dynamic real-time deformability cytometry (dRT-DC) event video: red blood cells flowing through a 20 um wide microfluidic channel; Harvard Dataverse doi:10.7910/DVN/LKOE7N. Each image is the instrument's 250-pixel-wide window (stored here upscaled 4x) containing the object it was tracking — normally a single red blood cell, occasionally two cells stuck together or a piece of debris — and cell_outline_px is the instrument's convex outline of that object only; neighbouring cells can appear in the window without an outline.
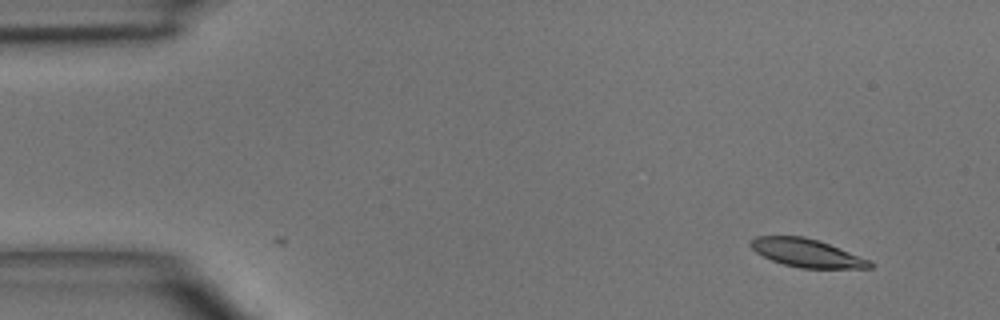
{"species": "common noctule bat (a hibernating species)", "species_latin": "Nyctalus noctula", "temperature_condition": "room temperature", "stored_images_in_passage": 5, "segment_of_instrument_passage": [1, 2], "camera_frame_rate_fps": 3000, "um_per_image_px": 0.085, "animal": {"sex": "male", "body_mass_g": 15.6}, "frame": {"image": 1, "passage_image": 1, "time_ms": 0.0, "image_size_px": [1000, 320], "cell_outline_px": [[876, 264], [872, 268], [800, 268], [784, 264], [772, 260], [756, 252], [748, 244], [756, 236], [804, 236], [828, 244], [872, 260]], "centroid_in_image_um": [68.62, 21.51], "position_along_channel_um": 16.4, "area_um2": 19.48}}
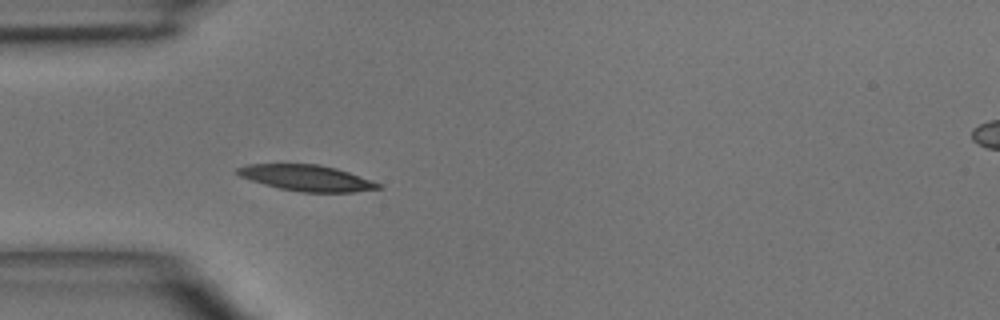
{"frame": {"image": 2, "passage_image": 4, "time_ms": 3.333, "image_size_px": [1000, 320], "cell_outline_px": [[384, 188], [352, 192], [300, 192], [280, 188], [264, 184], [240, 176], [236, 172], [236, 168], [248, 164], [320, 164], [336, 168], [384, 184]], "centroid_in_image_um": [26.12, 15.13], "position_along_channel_um": 58.9, "area_um2": 21.33}}